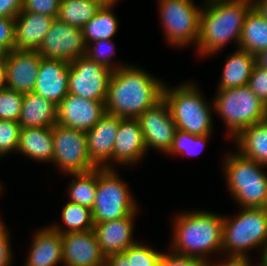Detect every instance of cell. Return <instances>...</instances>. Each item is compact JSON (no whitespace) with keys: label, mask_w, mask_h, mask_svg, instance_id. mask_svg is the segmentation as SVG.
I'll return each mask as SVG.
<instances>
[{"label":"cell","mask_w":267,"mask_h":266,"mask_svg":"<svg viewBox=\"0 0 267 266\" xmlns=\"http://www.w3.org/2000/svg\"><path fill=\"white\" fill-rule=\"evenodd\" d=\"M165 83L135 65L112 72L105 112L120 118H138L163 99Z\"/></svg>","instance_id":"6da1fadb"},{"label":"cell","mask_w":267,"mask_h":266,"mask_svg":"<svg viewBox=\"0 0 267 266\" xmlns=\"http://www.w3.org/2000/svg\"><path fill=\"white\" fill-rule=\"evenodd\" d=\"M253 0H204L200 13L198 55L221 51L231 40L239 47L242 27Z\"/></svg>","instance_id":"7a4b0ae2"},{"label":"cell","mask_w":267,"mask_h":266,"mask_svg":"<svg viewBox=\"0 0 267 266\" xmlns=\"http://www.w3.org/2000/svg\"><path fill=\"white\" fill-rule=\"evenodd\" d=\"M174 219L170 251L206 263L213 262L210 254L222 255L223 215L192 210Z\"/></svg>","instance_id":"3957f363"},{"label":"cell","mask_w":267,"mask_h":266,"mask_svg":"<svg viewBox=\"0 0 267 266\" xmlns=\"http://www.w3.org/2000/svg\"><path fill=\"white\" fill-rule=\"evenodd\" d=\"M236 217L223 216L222 254L224 259H250V249L267 243V208H240Z\"/></svg>","instance_id":"277c9868"},{"label":"cell","mask_w":267,"mask_h":266,"mask_svg":"<svg viewBox=\"0 0 267 266\" xmlns=\"http://www.w3.org/2000/svg\"><path fill=\"white\" fill-rule=\"evenodd\" d=\"M227 154V155H226ZM224 155V177L231 197L239 208H267L266 165L242 156L236 151Z\"/></svg>","instance_id":"5b68a950"},{"label":"cell","mask_w":267,"mask_h":266,"mask_svg":"<svg viewBox=\"0 0 267 266\" xmlns=\"http://www.w3.org/2000/svg\"><path fill=\"white\" fill-rule=\"evenodd\" d=\"M204 98L198 86L191 82L172 88L165 84L163 90V99L168 104L177 129L195 135L213 132L211 111L214 108H210Z\"/></svg>","instance_id":"8992f818"},{"label":"cell","mask_w":267,"mask_h":266,"mask_svg":"<svg viewBox=\"0 0 267 266\" xmlns=\"http://www.w3.org/2000/svg\"><path fill=\"white\" fill-rule=\"evenodd\" d=\"M216 92L210 105L222 118L232 139L245 128L267 120V106L248 85Z\"/></svg>","instance_id":"52a82bcc"},{"label":"cell","mask_w":267,"mask_h":266,"mask_svg":"<svg viewBox=\"0 0 267 266\" xmlns=\"http://www.w3.org/2000/svg\"><path fill=\"white\" fill-rule=\"evenodd\" d=\"M115 169L98 168V186L91 209L94 223L128 217L139 210L130 189Z\"/></svg>","instance_id":"ba28073f"},{"label":"cell","mask_w":267,"mask_h":266,"mask_svg":"<svg viewBox=\"0 0 267 266\" xmlns=\"http://www.w3.org/2000/svg\"><path fill=\"white\" fill-rule=\"evenodd\" d=\"M165 38L170 45L186 47L197 44L201 7L194 0H158Z\"/></svg>","instance_id":"9c48e42d"},{"label":"cell","mask_w":267,"mask_h":266,"mask_svg":"<svg viewBox=\"0 0 267 266\" xmlns=\"http://www.w3.org/2000/svg\"><path fill=\"white\" fill-rule=\"evenodd\" d=\"M52 136L54 151L52 163L63 173H86L97 169L87 151L85 132L57 123L52 127Z\"/></svg>","instance_id":"30bf717a"},{"label":"cell","mask_w":267,"mask_h":266,"mask_svg":"<svg viewBox=\"0 0 267 266\" xmlns=\"http://www.w3.org/2000/svg\"><path fill=\"white\" fill-rule=\"evenodd\" d=\"M111 75L106 66L83 55L69 63L68 93L105 102Z\"/></svg>","instance_id":"8fae6325"},{"label":"cell","mask_w":267,"mask_h":266,"mask_svg":"<svg viewBox=\"0 0 267 266\" xmlns=\"http://www.w3.org/2000/svg\"><path fill=\"white\" fill-rule=\"evenodd\" d=\"M36 51L43 58L60 59L71 63L86 55L82 29L61 22L57 18Z\"/></svg>","instance_id":"7c38bea8"},{"label":"cell","mask_w":267,"mask_h":266,"mask_svg":"<svg viewBox=\"0 0 267 266\" xmlns=\"http://www.w3.org/2000/svg\"><path fill=\"white\" fill-rule=\"evenodd\" d=\"M138 120L147 151L150 148L166 154L172 145L177 127L164 99L142 113Z\"/></svg>","instance_id":"4fadbf2b"},{"label":"cell","mask_w":267,"mask_h":266,"mask_svg":"<svg viewBox=\"0 0 267 266\" xmlns=\"http://www.w3.org/2000/svg\"><path fill=\"white\" fill-rule=\"evenodd\" d=\"M105 113L104 101H94L68 93L57 105V123L86 133Z\"/></svg>","instance_id":"5bb4252c"},{"label":"cell","mask_w":267,"mask_h":266,"mask_svg":"<svg viewBox=\"0 0 267 266\" xmlns=\"http://www.w3.org/2000/svg\"><path fill=\"white\" fill-rule=\"evenodd\" d=\"M120 121V117L105 113L100 120L86 132L87 151L91 162L97 168L116 167L113 166V148Z\"/></svg>","instance_id":"9a60e30c"},{"label":"cell","mask_w":267,"mask_h":266,"mask_svg":"<svg viewBox=\"0 0 267 266\" xmlns=\"http://www.w3.org/2000/svg\"><path fill=\"white\" fill-rule=\"evenodd\" d=\"M64 266H105L95 232L61 234Z\"/></svg>","instance_id":"2e32d148"},{"label":"cell","mask_w":267,"mask_h":266,"mask_svg":"<svg viewBox=\"0 0 267 266\" xmlns=\"http://www.w3.org/2000/svg\"><path fill=\"white\" fill-rule=\"evenodd\" d=\"M41 59L37 51H9L5 60L7 88L22 94L33 92Z\"/></svg>","instance_id":"e0dca14e"},{"label":"cell","mask_w":267,"mask_h":266,"mask_svg":"<svg viewBox=\"0 0 267 266\" xmlns=\"http://www.w3.org/2000/svg\"><path fill=\"white\" fill-rule=\"evenodd\" d=\"M69 63L43 58L33 92L58 105L68 95Z\"/></svg>","instance_id":"ac0fdd59"},{"label":"cell","mask_w":267,"mask_h":266,"mask_svg":"<svg viewBox=\"0 0 267 266\" xmlns=\"http://www.w3.org/2000/svg\"><path fill=\"white\" fill-rule=\"evenodd\" d=\"M138 210L117 220H109L102 223H94L97 242L102 254L107 258L110 255L124 252L127 248L135 245L137 241L133 239L134 218Z\"/></svg>","instance_id":"d6986e66"},{"label":"cell","mask_w":267,"mask_h":266,"mask_svg":"<svg viewBox=\"0 0 267 266\" xmlns=\"http://www.w3.org/2000/svg\"><path fill=\"white\" fill-rule=\"evenodd\" d=\"M147 153L138 118H121L113 148V163L134 165Z\"/></svg>","instance_id":"ffe728a7"},{"label":"cell","mask_w":267,"mask_h":266,"mask_svg":"<svg viewBox=\"0 0 267 266\" xmlns=\"http://www.w3.org/2000/svg\"><path fill=\"white\" fill-rule=\"evenodd\" d=\"M55 19L22 10L15 18V49L36 51Z\"/></svg>","instance_id":"44dd1931"},{"label":"cell","mask_w":267,"mask_h":266,"mask_svg":"<svg viewBox=\"0 0 267 266\" xmlns=\"http://www.w3.org/2000/svg\"><path fill=\"white\" fill-rule=\"evenodd\" d=\"M25 266H57L63 264L61 234L50 226L37 230L32 239Z\"/></svg>","instance_id":"7402d4cb"},{"label":"cell","mask_w":267,"mask_h":266,"mask_svg":"<svg viewBox=\"0 0 267 266\" xmlns=\"http://www.w3.org/2000/svg\"><path fill=\"white\" fill-rule=\"evenodd\" d=\"M18 123L23 128L53 127L57 124V105L34 92L23 94Z\"/></svg>","instance_id":"603a6c76"},{"label":"cell","mask_w":267,"mask_h":266,"mask_svg":"<svg viewBox=\"0 0 267 266\" xmlns=\"http://www.w3.org/2000/svg\"><path fill=\"white\" fill-rule=\"evenodd\" d=\"M17 153L33 158L35 161L52 163V127H21Z\"/></svg>","instance_id":"cb8c5ba5"},{"label":"cell","mask_w":267,"mask_h":266,"mask_svg":"<svg viewBox=\"0 0 267 266\" xmlns=\"http://www.w3.org/2000/svg\"><path fill=\"white\" fill-rule=\"evenodd\" d=\"M256 65V58L249 52L236 49L233 54L226 56L222 77L217 90L237 88L248 85L249 79Z\"/></svg>","instance_id":"d4e9b609"},{"label":"cell","mask_w":267,"mask_h":266,"mask_svg":"<svg viewBox=\"0 0 267 266\" xmlns=\"http://www.w3.org/2000/svg\"><path fill=\"white\" fill-rule=\"evenodd\" d=\"M232 140L242 156L267 166V120L245 128Z\"/></svg>","instance_id":"484cf974"},{"label":"cell","mask_w":267,"mask_h":266,"mask_svg":"<svg viewBox=\"0 0 267 266\" xmlns=\"http://www.w3.org/2000/svg\"><path fill=\"white\" fill-rule=\"evenodd\" d=\"M119 0H107L82 28L86 46L94 41L110 40L118 31L119 21L113 7Z\"/></svg>","instance_id":"4316f807"},{"label":"cell","mask_w":267,"mask_h":266,"mask_svg":"<svg viewBox=\"0 0 267 266\" xmlns=\"http://www.w3.org/2000/svg\"><path fill=\"white\" fill-rule=\"evenodd\" d=\"M238 48L254 56L267 50V20L254 7L246 15Z\"/></svg>","instance_id":"83f0119b"},{"label":"cell","mask_w":267,"mask_h":266,"mask_svg":"<svg viewBox=\"0 0 267 266\" xmlns=\"http://www.w3.org/2000/svg\"><path fill=\"white\" fill-rule=\"evenodd\" d=\"M107 0H61L58 19L82 29Z\"/></svg>","instance_id":"f1b7e54d"},{"label":"cell","mask_w":267,"mask_h":266,"mask_svg":"<svg viewBox=\"0 0 267 266\" xmlns=\"http://www.w3.org/2000/svg\"><path fill=\"white\" fill-rule=\"evenodd\" d=\"M61 217L65 227L58 224L49 225L60 234L86 232L92 230L95 225L92 210L71 201L63 206Z\"/></svg>","instance_id":"f546056e"},{"label":"cell","mask_w":267,"mask_h":266,"mask_svg":"<svg viewBox=\"0 0 267 266\" xmlns=\"http://www.w3.org/2000/svg\"><path fill=\"white\" fill-rule=\"evenodd\" d=\"M69 175L73 176L68 186L69 201L92 209L98 186V168Z\"/></svg>","instance_id":"4dcf8cb0"},{"label":"cell","mask_w":267,"mask_h":266,"mask_svg":"<svg viewBox=\"0 0 267 266\" xmlns=\"http://www.w3.org/2000/svg\"><path fill=\"white\" fill-rule=\"evenodd\" d=\"M211 134L208 135H195L177 129L172 141V145L167 155H187L195 156L200 155V152L205 147L206 142L209 140Z\"/></svg>","instance_id":"1f68e13d"},{"label":"cell","mask_w":267,"mask_h":266,"mask_svg":"<svg viewBox=\"0 0 267 266\" xmlns=\"http://www.w3.org/2000/svg\"><path fill=\"white\" fill-rule=\"evenodd\" d=\"M112 42V39L91 42L86 46V56L94 62L106 66L113 72L125 65H116L112 61V56L115 55V45Z\"/></svg>","instance_id":"d6a6232c"},{"label":"cell","mask_w":267,"mask_h":266,"mask_svg":"<svg viewBox=\"0 0 267 266\" xmlns=\"http://www.w3.org/2000/svg\"><path fill=\"white\" fill-rule=\"evenodd\" d=\"M23 94L10 88L0 90V120L17 121L21 113Z\"/></svg>","instance_id":"836d02e7"},{"label":"cell","mask_w":267,"mask_h":266,"mask_svg":"<svg viewBox=\"0 0 267 266\" xmlns=\"http://www.w3.org/2000/svg\"><path fill=\"white\" fill-rule=\"evenodd\" d=\"M20 131L17 121L0 120V158L17 151Z\"/></svg>","instance_id":"e575fe53"},{"label":"cell","mask_w":267,"mask_h":266,"mask_svg":"<svg viewBox=\"0 0 267 266\" xmlns=\"http://www.w3.org/2000/svg\"><path fill=\"white\" fill-rule=\"evenodd\" d=\"M137 242L132 246V266H159L163 252Z\"/></svg>","instance_id":"d590c367"},{"label":"cell","mask_w":267,"mask_h":266,"mask_svg":"<svg viewBox=\"0 0 267 266\" xmlns=\"http://www.w3.org/2000/svg\"><path fill=\"white\" fill-rule=\"evenodd\" d=\"M61 0H23V11L58 18Z\"/></svg>","instance_id":"8d00e7d4"},{"label":"cell","mask_w":267,"mask_h":266,"mask_svg":"<svg viewBox=\"0 0 267 266\" xmlns=\"http://www.w3.org/2000/svg\"><path fill=\"white\" fill-rule=\"evenodd\" d=\"M248 86L264 105L267 106V69L255 65Z\"/></svg>","instance_id":"74e56055"},{"label":"cell","mask_w":267,"mask_h":266,"mask_svg":"<svg viewBox=\"0 0 267 266\" xmlns=\"http://www.w3.org/2000/svg\"><path fill=\"white\" fill-rule=\"evenodd\" d=\"M203 260L174 252L163 253L159 266H207Z\"/></svg>","instance_id":"f35d334b"},{"label":"cell","mask_w":267,"mask_h":266,"mask_svg":"<svg viewBox=\"0 0 267 266\" xmlns=\"http://www.w3.org/2000/svg\"><path fill=\"white\" fill-rule=\"evenodd\" d=\"M15 18L0 17V43L9 51L15 49Z\"/></svg>","instance_id":"ab89813d"},{"label":"cell","mask_w":267,"mask_h":266,"mask_svg":"<svg viewBox=\"0 0 267 266\" xmlns=\"http://www.w3.org/2000/svg\"><path fill=\"white\" fill-rule=\"evenodd\" d=\"M0 218V266H12L13 253L10 245V234Z\"/></svg>","instance_id":"60d3db41"},{"label":"cell","mask_w":267,"mask_h":266,"mask_svg":"<svg viewBox=\"0 0 267 266\" xmlns=\"http://www.w3.org/2000/svg\"><path fill=\"white\" fill-rule=\"evenodd\" d=\"M23 10V0H0V17L16 18Z\"/></svg>","instance_id":"b9f144b4"},{"label":"cell","mask_w":267,"mask_h":266,"mask_svg":"<svg viewBox=\"0 0 267 266\" xmlns=\"http://www.w3.org/2000/svg\"><path fill=\"white\" fill-rule=\"evenodd\" d=\"M105 266H132V246L124 252L108 256Z\"/></svg>","instance_id":"7bdbcfd3"},{"label":"cell","mask_w":267,"mask_h":266,"mask_svg":"<svg viewBox=\"0 0 267 266\" xmlns=\"http://www.w3.org/2000/svg\"><path fill=\"white\" fill-rule=\"evenodd\" d=\"M251 263L249 259H221L219 262H210L207 266H255Z\"/></svg>","instance_id":"ee69618b"},{"label":"cell","mask_w":267,"mask_h":266,"mask_svg":"<svg viewBox=\"0 0 267 266\" xmlns=\"http://www.w3.org/2000/svg\"><path fill=\"white\" fill-rule=\"evenodd\" d=\"M253 7L267 20V0H253Z\"/></svg>","instance_id":"f6af8a7d"},{"label":"cell","mask_w":267,"mask_h":266,"mask_svg":"<svg viewBox=\"0 0 267 266\" xmlns=\"http://www.w3.org/2000/svg\"><path fill=\"white\" fill-rule=\"evenodd\" d=\"M256 65L267 69V50H263L260 53H258L256 56Z\"/></svg>","instance_id":"bcb514c9"},{"label":"cell","mask_w":267,"mask_h":266,"mask_svg":"<svg viewBox=\"0 0 267 266\" xmlns=\"http://www.w3.org/2000/svg\"><path fill=\"white\" fill-rule=\"evenodd\" d=\"M7 87L5 61H0V90Z\"/></svg>","instance_id":"7dc6e473"},{"label":"cell","mask_w":267,"mask_h":266,"mask_svg":"<svg viewBox=\"0 0 267 266\" xmlns=\"http://www.w3.org/2000/svg\"><path fill=\"white\" fill-rule=\"evenodd\" d=\"M9 54V50L0 43V61H5Z\"/></svg>","instance_id":"c3c4849f"},{"label":"cell","mask_w":267,"mask_h":266,"mask_svg":"<svg viewBox=\"0 0 267 266\" xmlns=\"http://www.w3.org/2000/svg\"><path fill=\"white\" fill-rule=\"evenodd\" d=\"M262 257H261V261L259 263H257L258 266H267V243L266 246L264 248V251L262 252Z\"/></svg>","instance_id":"681fc988"}]
</instances>
